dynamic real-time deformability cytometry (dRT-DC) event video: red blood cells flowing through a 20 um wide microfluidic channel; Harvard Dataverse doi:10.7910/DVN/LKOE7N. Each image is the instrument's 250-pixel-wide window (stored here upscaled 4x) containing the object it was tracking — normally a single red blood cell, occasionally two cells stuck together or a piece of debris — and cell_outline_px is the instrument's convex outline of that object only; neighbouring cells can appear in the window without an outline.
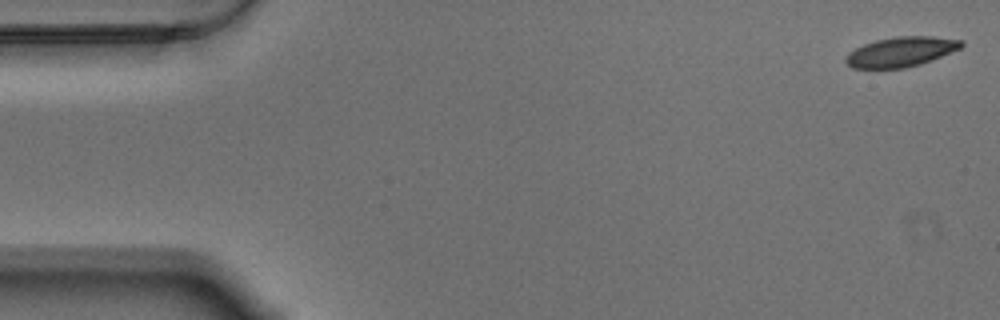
{"species": "Egyptian fruit bat (a non-hibernating species)", "species_latin": "Rousettus aegyptiacus", "temperature_condition": "warm", "stored_images_in_passage": 58, "camera_frame_rate_fps": 3000, "um_per_image_px": 0.085, "animal": {"sex": "male"}, "frame": {"image": 1, "passage_image": 1, "time_ms": 0.0, "image_size_px": [1000, 320], "cell_outline_px": [[964, 44], [960, 48], [920, 64], [904, 68], [852, 68], [844, 60], [848, 52], [864, 44], [876, 40], [896, 36], [932, 36], [964, 40]], "centroid_in_image_um": [76.57, 4.39], "position_along_channel_um": 8.4, "area_um2": 19.94}}
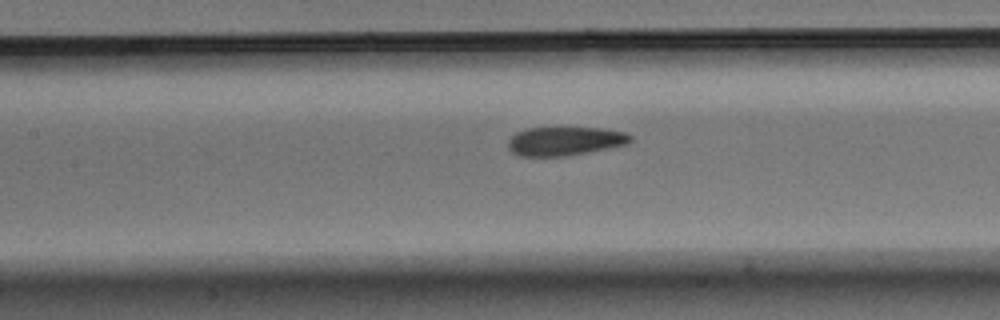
{"frame": {"image": 2, "passage_image": 25, "time_ms": 8.0, "image_size_px": [1000, 320], "cell_outline_px": [[632, 140], [628, 144], [568, 156], [520, 156], [512, 152], [508, 148], [508, 140], [516, 132], [528, 128], [600, 128], [624, 132], [632, 136]], "centroid_in_image_um": [48.01, 12.0], "position_along_channel_um": 159.4, "area_um2": 20.46}}
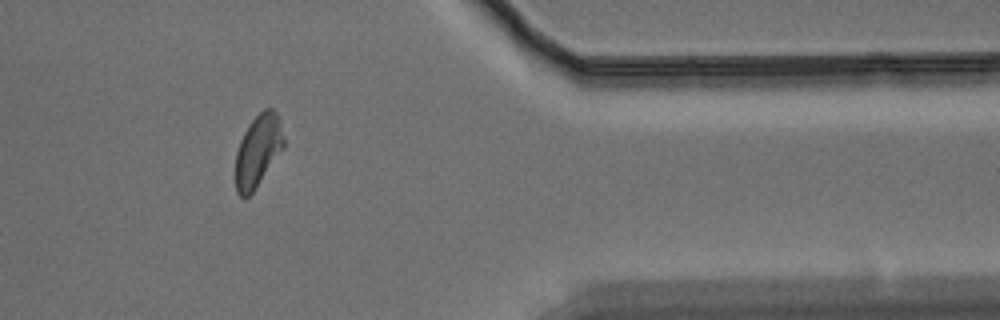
{"frame": {"image": 3, "passage_image": 47, "time_ms": 15.333, "image_size_px": [1000, 320], "cell_outline_px": [[284, 148], [252, 192], [244, 200], [236, 192], [236, 152], [240, 140], [244, 132], [252, 120], [264, 108], [272, 108], [276, 112], [280, 120], [284, 140]], "centroid_in_image_um": [21.93, 12.81], "position_along_channel_um": 389.5, "area_um2": 20.11}, "authors_computed_cell_mechanics": {"area_um2": 20.6924, "velocity_mm_per_s": 3.4522, "shape_relaxation_time_tau1_ms": 5.9227, "shape_relaxation_time_tau2_ms": 2.1384, "deformation_change_tau1": 0.1397, "deformation_change_tau2": 0.0571}}